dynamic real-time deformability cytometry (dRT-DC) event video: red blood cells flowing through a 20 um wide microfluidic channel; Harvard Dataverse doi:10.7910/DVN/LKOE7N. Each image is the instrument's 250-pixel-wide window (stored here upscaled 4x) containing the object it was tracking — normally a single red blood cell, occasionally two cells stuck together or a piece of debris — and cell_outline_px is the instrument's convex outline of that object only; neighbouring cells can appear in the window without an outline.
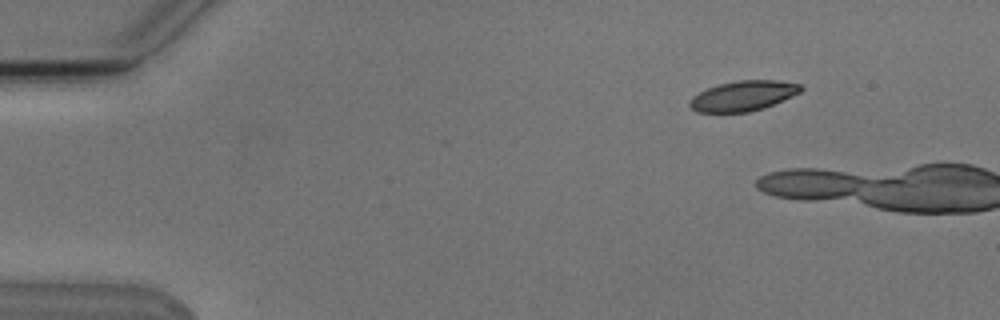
{"species": "Egyptian fruit bat (a non-hibernating species)", "species_latin": "Rousettus aegyptiacus", "temperature_condition": "cold", "stored_images_in_passage": 2, "camera_frame_rate_fps": 3000, "um_per_image_px": 0.085, "animal": {"sex": "male"}, "frame": {"image": 1, "passage_image": 1, "time_ms": 0.0, "image_size_px": [1000, 320], "cell_outline_px": [[804, 88], [800, 92], [792, 96], [764, 108], [748, 112], [696, 112], [688, 104], [688, 100], [692, 96], [708, 88], [720, 84], [736, 80], [776, 80], [800, 84]], "centroid_in_image_um": [63.16, 8.15], "position_along_channel_um": 21.8, "area_um2": 19.48}}